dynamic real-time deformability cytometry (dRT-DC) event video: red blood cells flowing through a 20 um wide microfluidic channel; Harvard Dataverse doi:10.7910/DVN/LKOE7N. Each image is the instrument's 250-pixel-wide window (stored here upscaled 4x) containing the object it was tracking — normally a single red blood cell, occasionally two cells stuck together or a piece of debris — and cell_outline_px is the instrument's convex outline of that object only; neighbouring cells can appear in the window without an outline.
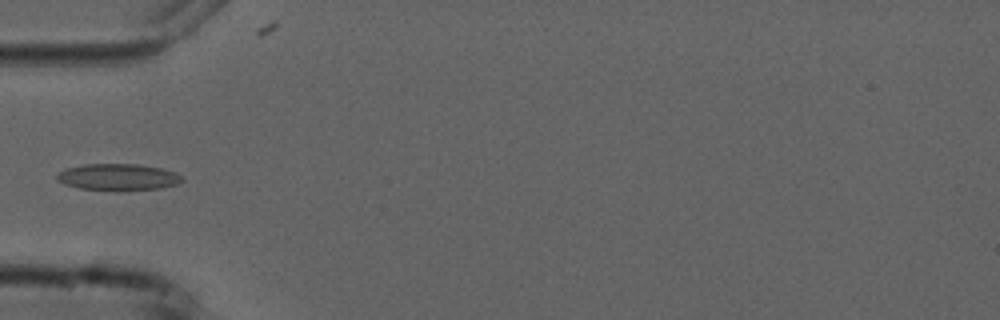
{"species": "common noctule bat (a hibernating species)", "species_latin": "Nyctalus noctula", "temperature_condition": "cold", "stored_images_in_passage": 1, "camera_frame_rate_fps": 3000, "um_per_image_px": 0.085, "animal": {"sex": "male", "forearm_length_mm": 52.5}, "frame": {"image": 1, "passage_image": 1, "time_ms": 0.0, "image_size_px": [1000, 320], "cell_outline_px": [[184, 180], [176, 184], [160, 188], [120, 192], [112, 192], [80, 188], [64, 184], [56, 180], [56, 172], [68, 168], [84, 164], [136, 164], [160, 168], [176, 172], [184, 176]], "centroid_in_image_um": [10.03, 15.07], "position_along_channel_um": 75.0, "area_um2": 19.94}}